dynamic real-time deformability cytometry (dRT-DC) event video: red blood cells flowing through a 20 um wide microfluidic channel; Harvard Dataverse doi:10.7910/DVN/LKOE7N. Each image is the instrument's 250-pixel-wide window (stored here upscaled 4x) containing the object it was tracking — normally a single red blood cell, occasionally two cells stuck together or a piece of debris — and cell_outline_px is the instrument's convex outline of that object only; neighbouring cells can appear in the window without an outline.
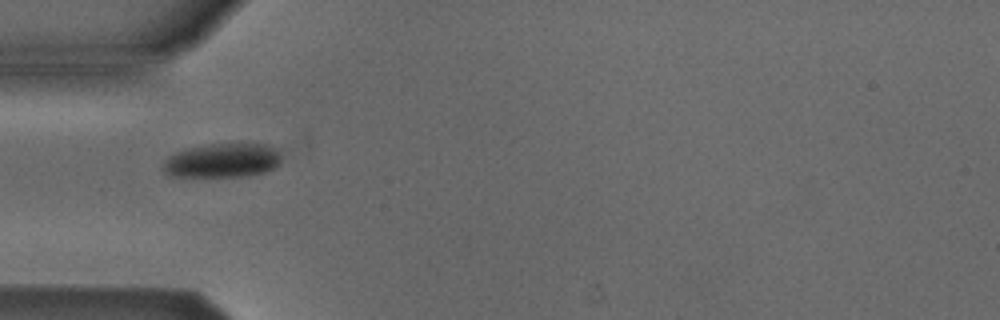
{"species": "Egyptian fruit bat (a non-hibernating species)", "species_latin": "Rousettus aegyptiacus", "temperature_condition": "cold", "stored_images_in_passage": 3, "camera_frame_rate_fps": 3000, "um_per_image_px": 0.085, "animal": {"sex": "male"}, "frame": {"image": 1, "passage_image": 1, "time_ms": 0.0, "image_size_px": [1000, 320], "cell_outline_px": [[280, 164], [264, 172], [240, 176], [168, 176], [160, 168], [164, 160], [168, 156], [184, 148], [208, 144], [272, 144], [280, 148]], "centroid_in_image_um": [18.88, 13.62], "position_along_channel_um": 66.1, "area_um2": 23.87}}